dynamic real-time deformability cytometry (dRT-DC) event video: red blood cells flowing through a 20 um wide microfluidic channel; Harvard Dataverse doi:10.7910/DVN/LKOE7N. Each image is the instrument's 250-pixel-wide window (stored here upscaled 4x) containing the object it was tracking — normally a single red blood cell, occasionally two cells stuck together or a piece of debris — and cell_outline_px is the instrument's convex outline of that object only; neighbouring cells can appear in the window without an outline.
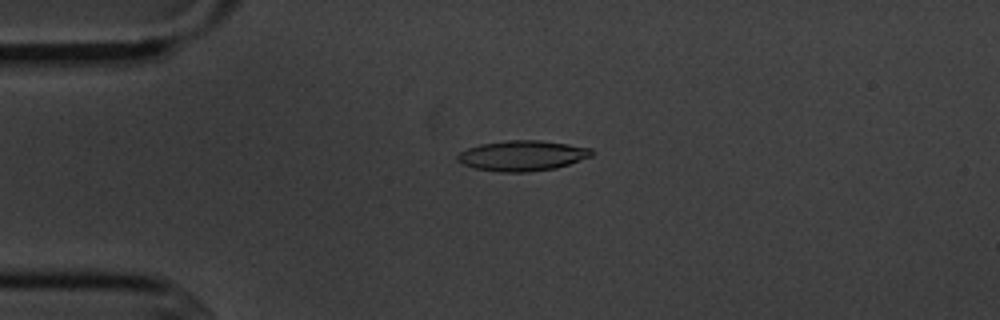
{"species": "common noctule bat (a hibernating species)", "species_latin": "Nyctalus noctula", "temperature_condition": "cold", "stored_images_in_passage": 9, "camera_frame_rate_fps": 3000, "um_per_image_px": 0.085, "animal": {"sex": "male", "body_mass_g": 20.1, "forearm_length_mm": 53.5}, "frame": {"image": 1, "passage_image": 4, "time_ms": 3.333, "image_size_px": [1000, 320], "cell_outline_px": [[596, 152], [592, 156], [556, 168], [528, 172], [504, 172], [476, 168], [464, 164], [456, 160], [456, 156], [460, 152], [468, 148], [480, 144], [504, 140], [540, 140], [568, 144], [592, 148]], "centroid_in_image_um": [44.42, 13.22], "position_along_channel_um": 40.6, "area_um2": 23.76}}
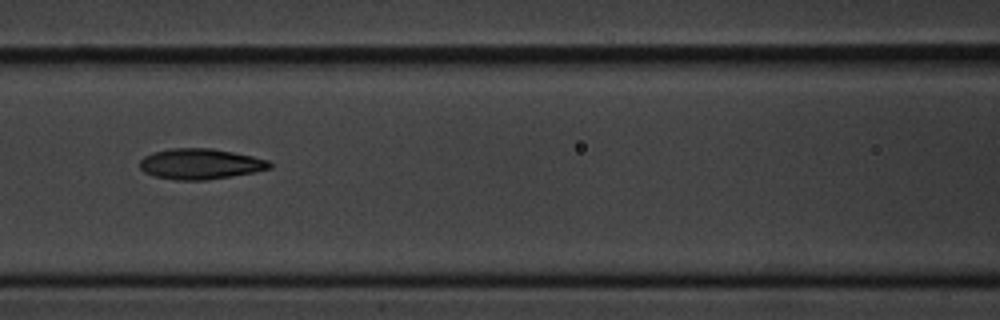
{"frame": {"image": 2, "passage_image": 7, "time_ms": 7.0, "image_size_px": [1000, 320], "cell_outline_px": [[272, 168], [232, 176], [204, 180], [176, 180], [156, 176], [144, 172], [140, 168], [140, 160], [144, 156], [152, 152], [168, 148], [212, 148], [252, 156], [268, 160], [272, 164]], "centroid_in_image_um": [17.01, 13.92], "position_along_channel_um": 149.6, "area_um2": 23.12}}
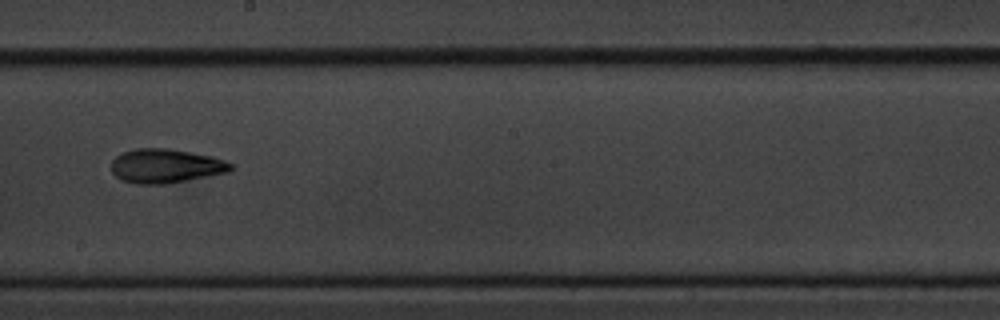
{"frame": {"image": 3, "passage_image": 9, "time_ms": 9.333, "image_size_px": [1000, 320], "cell_outline_px": [[232, 168], [228, 172], [164, 184], [136, 184], [120, 180], [112, 172], [112, 160], [116, 156], [124, 152], [136, 148], [168, 148], [212, 156], [224, 160], [232, 164]], "centroid_in_image_um": [14.05, 14.1], "position_along_channel_um": 234.1, "area_um2": 23.58}}